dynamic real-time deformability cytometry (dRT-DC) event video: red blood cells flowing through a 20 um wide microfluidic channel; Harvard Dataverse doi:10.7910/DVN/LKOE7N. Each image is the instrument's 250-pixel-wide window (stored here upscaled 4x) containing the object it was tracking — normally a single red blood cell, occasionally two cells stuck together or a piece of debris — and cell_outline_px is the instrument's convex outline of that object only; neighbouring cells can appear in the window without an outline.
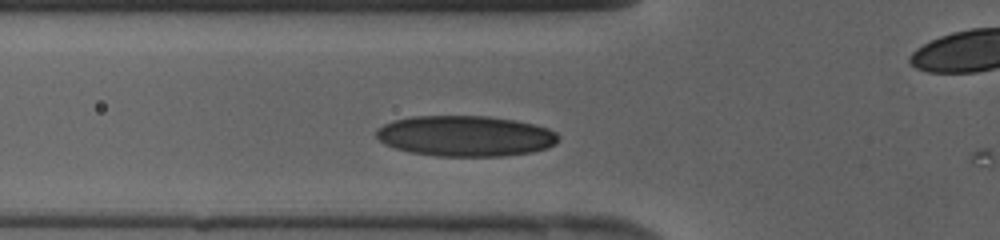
{"species": "human", "species_latin": "Homo sapiens", "temperature_condition": "cold", "stored_images_in_passage": 27, "camera_frame_rate_fps": 3000, "um_per_image_px": 0.085, "donor": {"sex": "female"}, "frame": {"image": 1, "passage_image": 4, "time_ms": 1.0, "image_size_px": [1000, 240], "cell_outline_px": [[560, 136], [556, 144], [548, 148], [532, 152], [504, 156], [436, 156], [408, 152], [384, 144], [376, 136], [376, 128], [384, 124], [396, 120], [412, 116], [488, 116], [512, 120], [532, 124], [548, 128], [556, 132]], "centroid_in_image_um": [39.56, 11.57], "position_along_channel_um": 86.2, "area_um2": 43.29}}
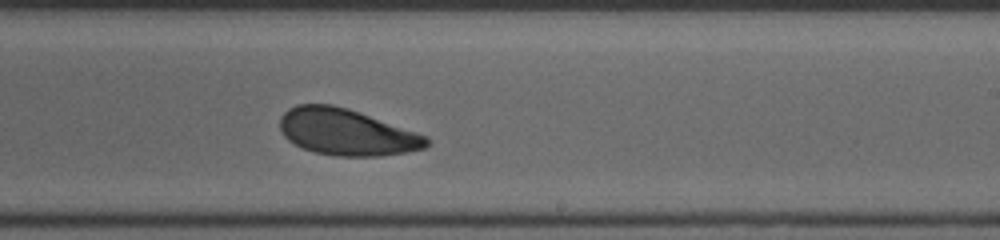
{"frame": {"image": 2, "passage_image": 15, "time_ms": 4.667, "image_size_px": [1000, 240], "cell_outline_px": [[432, 144], [424, 148], [408, 152], [380, 156], [336, 156], [316, 152], [304, 148], [288, 140], [280, 132], [280, 116], [288, 108], [296, 104], [332, 104], [348, 108], [428, 136], [432, 140]], "centroid_in_image_um": [29.47, 11.23], "position_along_channel_um": 259.5, "area_um2": 39.88}}
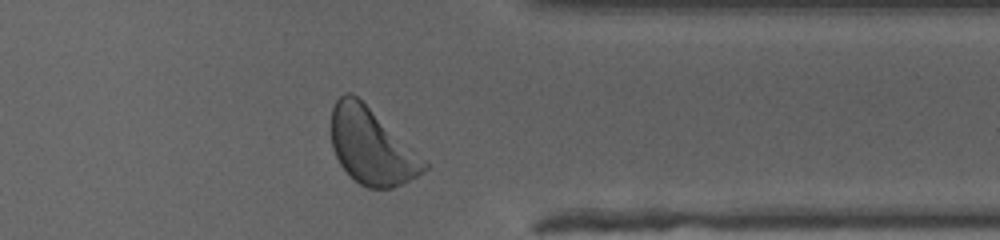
{"frame": {"image": 3, "passage_image": 23, "time_ms": 7.333, "image_size_px": [1000, 240], "cell_outline_px": [[428, 168], [416, 176], [392, 188], [368, 188], [360, 184], [340, 164], [332, 148], [332, 108], [336, 100], [344, 92], [352, 92], [424, 160], [428, 164]], "centroid_in_image_um": [31.53, 12.44], "position_along_channel_um": 379.9, "area_um2": 39.88}}